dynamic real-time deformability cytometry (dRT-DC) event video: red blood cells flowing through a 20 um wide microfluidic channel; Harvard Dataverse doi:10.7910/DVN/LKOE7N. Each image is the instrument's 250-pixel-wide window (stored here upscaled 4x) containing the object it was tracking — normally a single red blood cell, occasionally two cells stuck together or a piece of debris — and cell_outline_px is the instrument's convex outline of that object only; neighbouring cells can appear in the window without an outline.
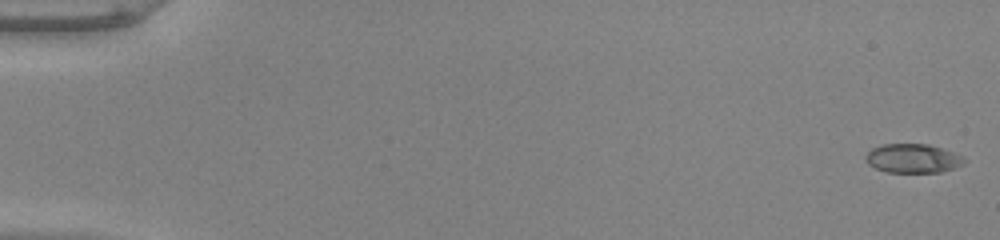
{"species": "common noctule bat (a hibernating species)", "species_latin": "Nyctalus noctula", "temperature_condition": "warm", "stored_images_in_passage": 53, "camera_frame_rate_fps": 3000, "um_per_image_px": 0.085, "animal": {"sex": "male", "body_mass_g": 20.0, "forearm_length_mm": 53.3}, "frame": {"image": 1, "passage_image": 1, "time_ms": 0.0, "image_size_px": [1000, 240], "cell_outline_px": [[968, 160], [964, 164], [940, 172], [884, 172], [868, 164], [864, 156], [872, 148], [884, 144], [928, 144], [964, 156]], "centroid_in_image_um": [77.59, 13.46], "position_along_channel_um": 7.4, "area_um2": 16.65}}
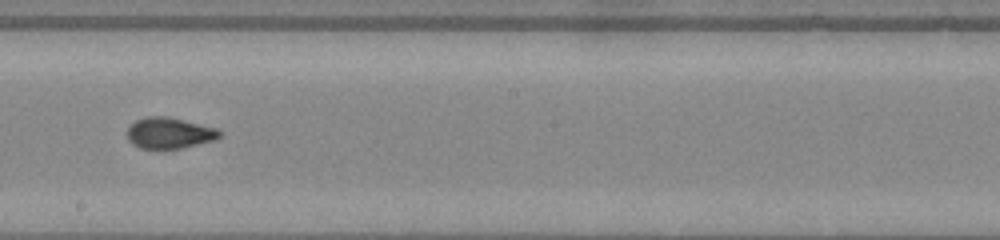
{"frame": {"image": 2, "passage_image": 31, "time_ms": 10.0, "image_size_px": [1000, 240], "cell_outline_px": [[220, 136], [212, 140], [180, 148], [140, 148], [132, 144], [128, 140], [128, 128], [136, 120], [148, 116], [168, 116], [216, 128], [220, 132]], "centroid_in_image_um": [14.35, 11.29], "position_along_channel_um": 233.8, "area_um2": 16.36}}
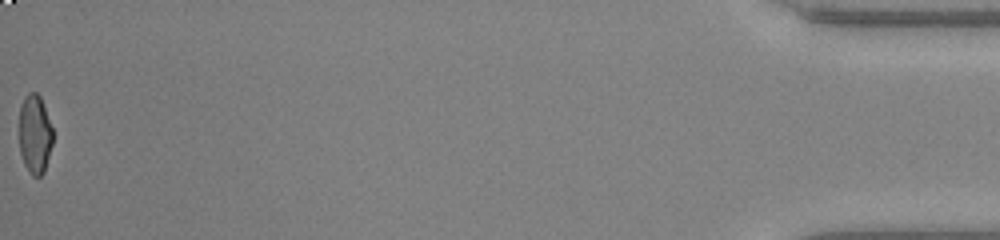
{"frame": {"image": 3, "passage_image": 53, "time_ms": 17.333, "image_size_px": [1000, 240], "cell_outline_px": [[52, 144], [44, 172], [40, 176], [32, 176], [24, 164], [20, 152], [20, 104], [24, 96], [28, 92], [36, 92], [40, 96], [52, 128]], "centroid_in_image_um": [2.95, 11.39], "position_along_channel_um": 432.2, "area_um2": 15.37}, "authors_computed_cell_mechanics": {"area_um2": 16.6464, "velocity_mm_per_s": 3.9878, "shape_relaxation_time_tau1_ms": null, "shape_relaxation_time_tau2_ms": 0.9411, "deformation_change_tau1": null, "deformation_change_tau2": 0.0493}}